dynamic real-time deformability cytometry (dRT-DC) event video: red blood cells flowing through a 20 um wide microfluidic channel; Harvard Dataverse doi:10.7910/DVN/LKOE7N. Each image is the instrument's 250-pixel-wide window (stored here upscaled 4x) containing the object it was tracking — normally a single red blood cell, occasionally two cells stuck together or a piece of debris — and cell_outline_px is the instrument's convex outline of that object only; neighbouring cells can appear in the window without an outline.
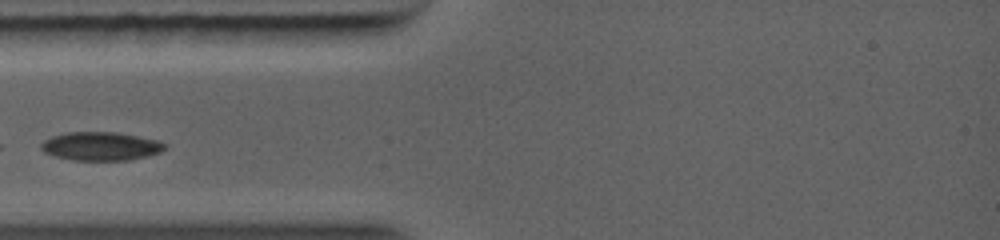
{"species": "common noctule bat (a hibernating species)", "species_latin": "Nyctalus noctula", "temperature_condition": "warm", "stored_images_in_passage": 8, "camera_frame_rate_fps": 5000, "um_per_image_px": 0.085, "animal": {"sex": "female", "body_mass_g": 19.0, "forearm_length_mm": 56.7}, "frame": {"image": 1, "passage_image": 1, "time_ms": 0.0, "image_size_px": [1000, 240], "cell_outline_px": [[164, 148], [156, 152], [124, 160], [76, 160], [60, 156], [48, 152], [44, 148], [44, 144], [48, 140], [56, 136], [72, 132], [108, 132], [132, 136], [164, 144]], "centroid_in_image_um": [8.53, 12.43], "position_along_channel_um": 76.5, "area_um2": 18.67}}